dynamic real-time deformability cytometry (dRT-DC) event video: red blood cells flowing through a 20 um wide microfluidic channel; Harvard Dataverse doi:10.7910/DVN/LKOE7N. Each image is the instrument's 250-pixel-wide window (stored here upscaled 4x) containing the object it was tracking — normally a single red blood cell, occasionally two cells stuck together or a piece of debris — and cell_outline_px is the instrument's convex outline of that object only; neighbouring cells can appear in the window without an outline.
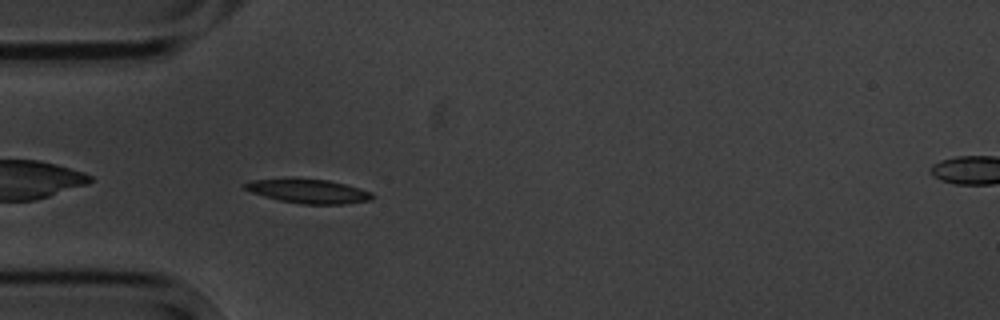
{"species": "common noctule bat (a hibernating species)", "species_latin": "Nyctalus noctula", "temperature_condition": "cold", "stored_images_in_passage": 6, "segment_of_instrument_passage": [1, 2], "camera_frame_rate_fps": 3000, "um_per_image_px": 0.085, "animal": {"sex": "male", "body_mass_g": 20.1, "forearm_length_mm": 53.5}, "frame": {"image": 1, "passage_image": 5, "time_ms": 4.667, "image_size_px": [1000, 320], "cell_outline_px": [[372, 200], [344, 204], [300, 204], [280, 200], [264, 196], [252, 192], [244, 188], [240, 184], [252, 180], [328, 180], [344, 184], [372, 192]], "centroid_in_image_um": [26.23, 16.28], "position_along_channel_um": 58.8, "area_um2": 17.28}}